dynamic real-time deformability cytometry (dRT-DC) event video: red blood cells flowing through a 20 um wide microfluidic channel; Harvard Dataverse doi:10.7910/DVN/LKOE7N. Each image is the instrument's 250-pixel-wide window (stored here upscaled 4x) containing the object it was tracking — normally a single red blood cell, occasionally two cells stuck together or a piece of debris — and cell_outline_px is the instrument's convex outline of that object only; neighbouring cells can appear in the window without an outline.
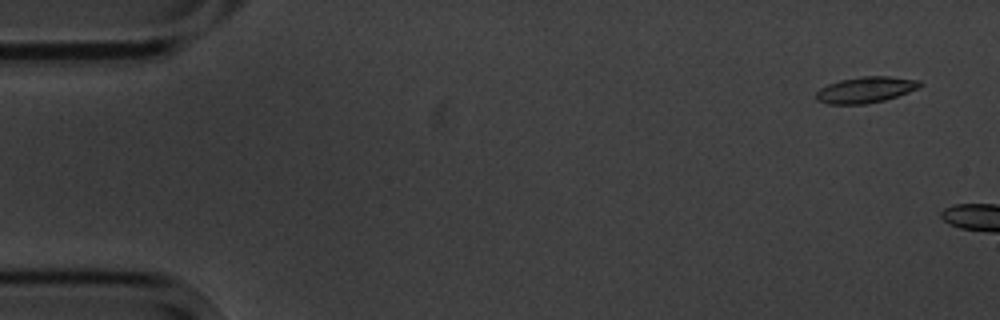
{"species": "common noctule bat (a hibernating species)", "species_latin": "Nyctalus noctula", "temperature_condition": "cold", "stored_images_in_passage": 2, "camera_frame_rate_fps": 3000, "um_per_image_px": 0.085, "animal": {"sex": "male", "body_mass_g": 20.1, "forearm_length_mm": 53.5}, "frame": {"image": 1, "passage_image": 1, "time_ms": 0.0, "image_size_px": [1000, 320], "cell_outline_px": [[924, 84], [920, 88], [884, 100], [864, 104], [828, 104], [816, 100], [816, 92], [820, 88], [828, 84], [840, 80], [864, 76], [888, 76], [920, 80]], "centroid_in_image_um": [73.6, 7.63], "position_along_channel_um": 11.4, "area_um2": 15.78}}